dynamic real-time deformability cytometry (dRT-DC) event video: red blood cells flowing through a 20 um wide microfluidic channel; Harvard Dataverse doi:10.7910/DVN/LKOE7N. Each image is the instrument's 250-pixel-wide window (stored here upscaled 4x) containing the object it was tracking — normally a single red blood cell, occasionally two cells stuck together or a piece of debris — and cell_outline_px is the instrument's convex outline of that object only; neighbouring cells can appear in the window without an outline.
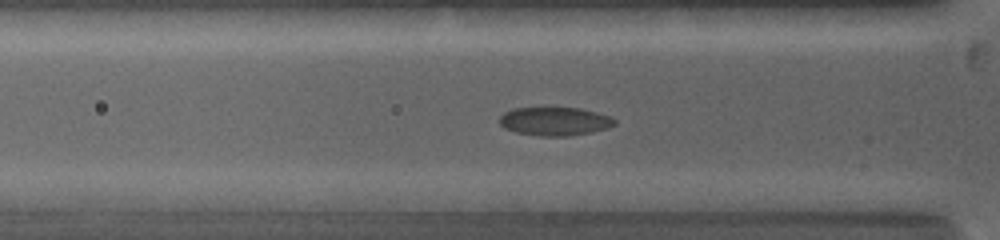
{"species": "common noctule bat (a hibernating species)", "species_latin": "Nyctalus noctula", "temperature_condition": "warm", "stored_images_in_passage": 17, "camera_frame_rate_fps": 5000, "um_per_image_px": 0.085, "animal": {"sex": "female", "body_mass_g": 19.0, "forearm_length_mm": 53.3}, "frame": {"image": 1, "passage_image": 7, "time_ms": 3.2, "image_size_px": [1000, 240], "cell_outline_px": [[616, 124], [608, 128], [592, 132], [568, 136], [540, 136], [516, 132], [504, 128], [500, 124], [500, 116], [504, 112], [512, 108], [556, 104], [580, 108], [596, 112], [608, 116], [616, 120]], "centroid_in_image_um": [47.13, 10.25], "position_along_channel_um": 78.7, "area_um2": 20.06}}
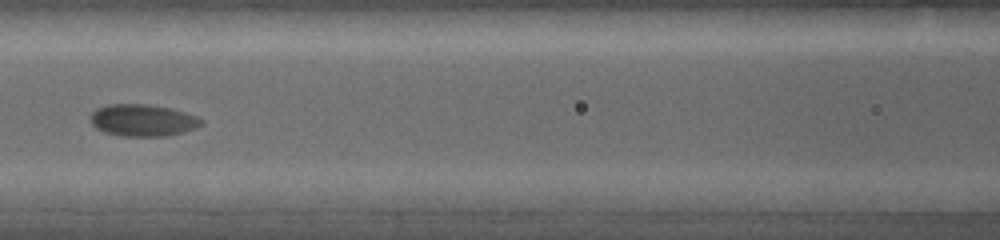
{"frame": {"image": 2, "passage_image": 13, "time_ms": 5.2, "image_size_px": [1000, 240], "cell_outline_px": [[204, 124], [196, 128], [184, 132], [164, 136], [120, 136], [104, 132], [96, 128], [88, 120], [88, 116], [96, 108], [108, 104], [148, 104], [172, 108], [196, 116], [204, 120]], "centroid_in_image_um": [12.11, 10.22], "position_along_channel_um": 154.5, "area_um2": 20.98}}
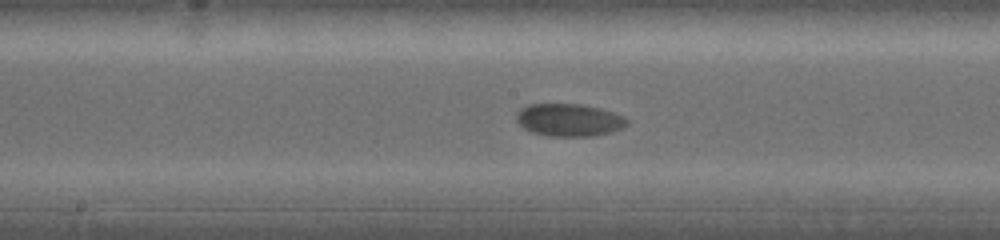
{"frame": {"image": 3, "passage_image": 16, "time_ms": 6.4, "image_size_px": [1000, 240], "cell_outline_px": [[628, 124], [624, 128], [592, 136], [548, 136], [532, 132], [524, 128], [516, 120], [516, 112], [520, 108], [528, 104], [580, 104], [600, 108], [624, 116], [628, 120]], "centroid_in_image_um": [48.36, 10.19], "position_along_channel_um": 199.8, "area_um2": 21.04}}